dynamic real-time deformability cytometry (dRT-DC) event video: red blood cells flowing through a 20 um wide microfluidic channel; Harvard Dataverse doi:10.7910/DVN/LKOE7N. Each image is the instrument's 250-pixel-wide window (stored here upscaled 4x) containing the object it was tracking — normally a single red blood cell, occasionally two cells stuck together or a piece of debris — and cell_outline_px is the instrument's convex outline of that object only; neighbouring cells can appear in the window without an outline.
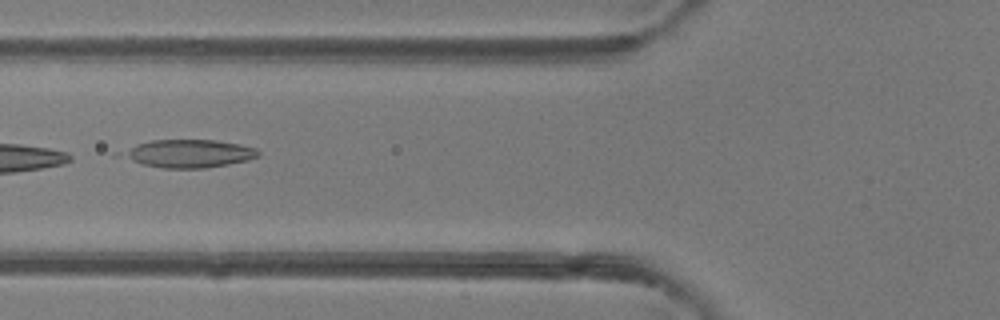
{"species": "common noctule bat (a hibernating species)", "species_latin": "Nyctalus noctula", "temperature_condition": "room temperature", "stored_images_in_passage": 4, "camera_frame_rate_fps": 3000, "um_per_image_px": 0.085, "animal": {"sex": "female"}, "frame": {"image": 1, "passage_image": 4, "time_ms": 3.333, "image_size_px": [1000, 320], "cell_outline_px": [[260, 156], [248, 160], [228, 164], [204, 168], [164, 168], [140, 164], [112, 156], [112, 152], [136, 144], [152, 140], [216, 140], [240, 144], [256, 148], [260, 152]], "centroid_in_image_um": [15.87, 13.05], "position_along_channel_um": 109.9, "area_um2": 22.95}}